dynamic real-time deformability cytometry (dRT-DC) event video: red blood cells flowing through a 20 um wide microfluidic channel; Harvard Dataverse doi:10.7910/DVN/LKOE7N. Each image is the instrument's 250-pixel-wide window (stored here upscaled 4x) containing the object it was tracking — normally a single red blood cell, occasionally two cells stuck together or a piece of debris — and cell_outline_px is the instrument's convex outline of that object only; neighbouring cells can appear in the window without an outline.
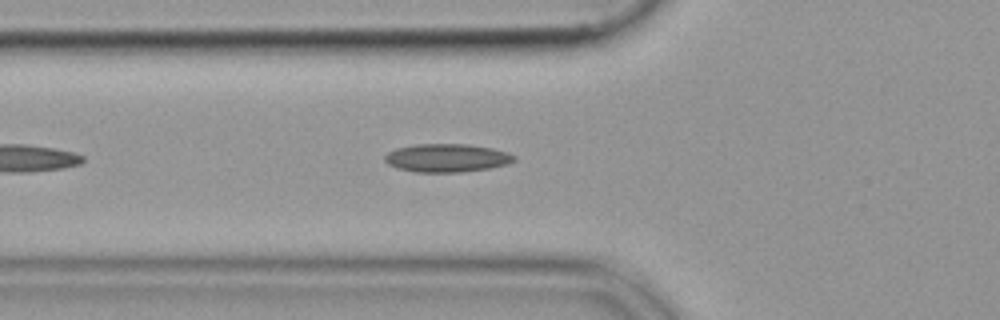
{"species": "common noctule bat (a hibernating species)", "species_latin": "Nyctalus noctula", "temperature_condition": "cold", "stored_images_in_passage": 41, "camera_frame_rate_fps": 3000, "um_per_image_px": 0.085, "animal": {"sex": "female", "body_mass_g": 19.9}, "frame": {"image": 1, "passage_image": 7, "time_ms": 2.0, "image_size_px": [1000, 320], "cell_outline_px": [[516, 160], [508, 164], [488, 168], [464, 172], [416, 172], [396, 168], [388, 164], [384, 160], [384, 156], [388, 152], [396, 148], [416, 144], [468, 144], [492, 148], [508, 152], [516, 156]], "centroid_in_image_um": [37.98, 13.42], "position_along_channel_um": 87.8, "area_um2": 21.44}}